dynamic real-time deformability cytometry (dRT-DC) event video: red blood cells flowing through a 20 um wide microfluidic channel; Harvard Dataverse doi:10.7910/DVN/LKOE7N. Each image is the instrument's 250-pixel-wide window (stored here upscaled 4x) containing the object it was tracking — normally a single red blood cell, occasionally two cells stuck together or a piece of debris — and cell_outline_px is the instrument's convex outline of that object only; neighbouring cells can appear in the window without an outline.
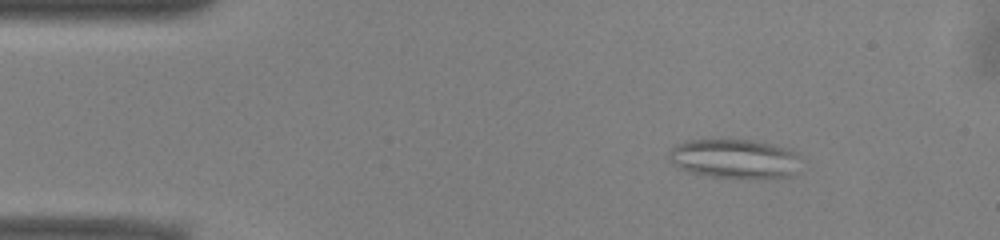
{"species": "common noctule bat (a hibernating species)", "species_latin": "Nyctalus noctula", "temperature_condition": "warm", "stored_images_in_passage": 51, "camera_frame_rate_fps": 3000, "um_per_image_px": 0.085, "animal": {"sex": "male", "body_mass_g": 13.0, "forearm_length_mm": 53.1}, "frame": {"image": 1, "passage_image": 7, "time_ms": 2.0, "image_size_px": [1000, 240], "cell_outline_px": [[796, 156], [792, 176], [744, 180], [708, 176], [688, 172], [676, 168], [668, 160], [668, 152], [676, 144], [684, 140], [752, 140], [792, 148]], "centroid_in_image_um": [62.33, 13.51], "position_along_channel_um": 22.7, "area_um2": 30.63}}
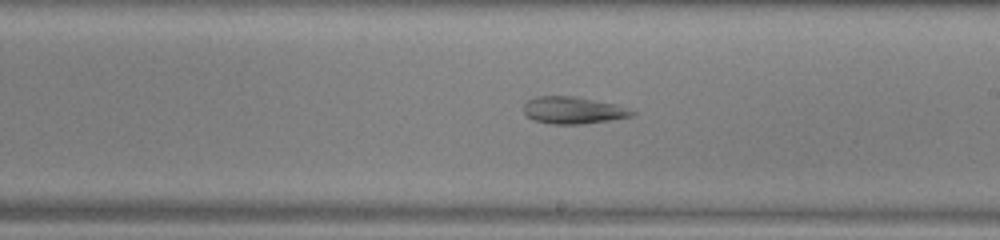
{"frame": {"image": 2, "passage_image": 29, "time_ms": 9.333, "image_size_px": [1000, 240], "cell_outline_px": [[636, 112], [632, 116], [584, 124], [552, 124], [532, 120], [524, 112], [524, 104], [528, 100], [536, 96], [576, 96], [616, 104]], "centroid_in_image_um": [48.69, 9.37], "position_along_channel_um": 240.3, "area_um2": 17.05}}
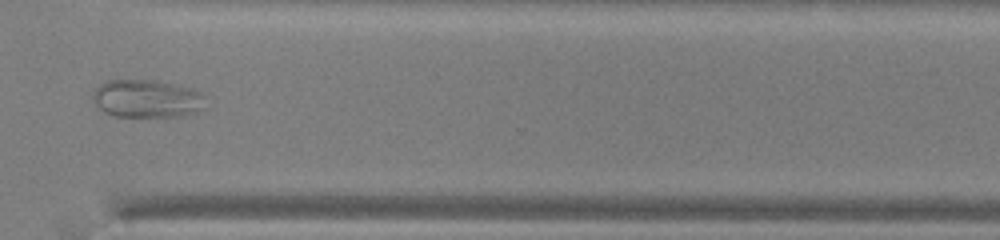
{"frame": {"image": 3, "passage_image": 38, "time_ms": 12.333, "image_size_px": [1000, 240], "cell_outline_px": [[208, 108], [180, 116], [116, 116], [104, 112], [92, 100], [92, 92], [100, 84], [108, 80], [156, 80], [192, 88], [200, 92], [204, 96]], "centroid_in_image_um": [12.51, 8.38], "position_along_channel_um": 358.1, "area_um2": 25.09}}